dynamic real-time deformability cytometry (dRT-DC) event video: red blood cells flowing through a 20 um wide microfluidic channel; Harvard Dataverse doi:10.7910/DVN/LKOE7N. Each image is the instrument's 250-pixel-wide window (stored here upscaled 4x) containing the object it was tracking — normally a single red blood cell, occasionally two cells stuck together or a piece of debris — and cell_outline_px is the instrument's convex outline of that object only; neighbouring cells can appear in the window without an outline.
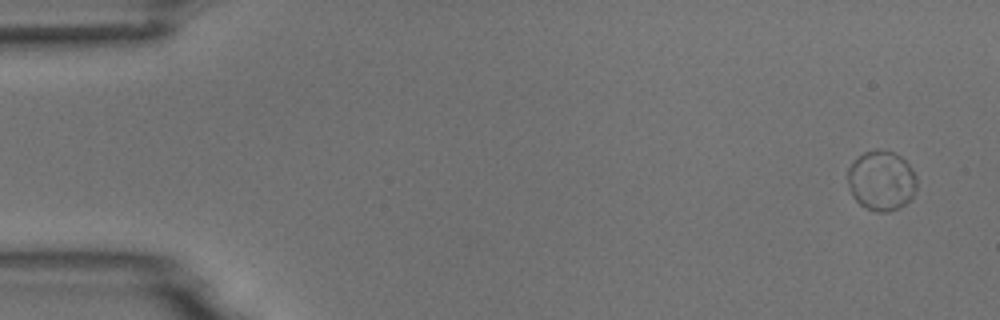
{"species": "common noctule bat (a hibernating species)", "species_latin": "Nyctalus noctula", "temperature_condition": "room temperature", "stored_images_in_passage": 4, "camera_frame_rate_fps": 3000, "um_per_image_px": 0.085, "animal": {"sex": "male", "body_mass_g": 18.8}, "frame": {"image": 1, "passage_image": 1, "time_ms": 0.0, "image_size_px": [1000, 320], "cell_outline_px": [[916, 188], [912, 196], [904, 204], [896, 208], [884, 212], [876, 212], [860, 204], [852, 196], [848, 188], [848, 168], [864, 152], [892, 152], [900, 156], [908, 164], [916, 176]], "centroid_in_image_um": [74.91, 15.39], "position_along_channel_um": 10.1, "area_um2": 23.41}}